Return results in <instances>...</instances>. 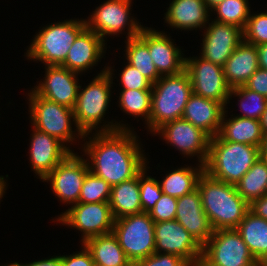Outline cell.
Segmentation results:
<instances>
[{"instance_id":"f1b7e54d","label":"cell","mask_w":267,"mask_h":266,"mask_svg":"<svg viewBox=\"0 0 267 266\" xmlns=\"http://www.w3.org/2000/svg\"><path fill=\"white\" fill-rule=\"evenodd\" d=\"M186 166L173 169L163 177L162 181H159L164 194L180 198L197 188L198 178L204 171V165L198 163L197 167Z\"/></svg>"},{"instance_id":"4fadbf2b","label":"cell","mask_w":267,"mask_h":266,"mask_svg":"<svg viewBox=\"0 0 267 266\" xmlns=\"http://www.w3.org/2000/svg\"><path fill=\"white\" fill-rule=\"evenodd\" d=\"M89 166L83 155L68 154L42 181L50 182L53 194L63 204L78 203Z\"/></svg>"},{"instance_id":"8d00e7d4","label":"cell","mask_w":267,"mask_h":266,"mask_svg":"<svg viewBox=\"0 0 267 266\" xmlns=\"http://www.w3.org/2000/svg\"><path fill=\"white\" fill-rule=\"evenodd\" d=\"M243 40L255 46L267 43V11L250 14L243 29Z\"/></svg>"},{"instance_id":"d4e9b609","label":"cell","mask_w":267,"mask_h":266,"mask_svg":"<svg viewBox=\"0 0 267 266\" xmlns=\"http://www.w3.org/2000/svg\"><path fill=\"white\" fill-rule=\"evenodd\" d=\"M226 114H228V111L225 109L217 135L222 140L253 145L259 148L264 135L260 120L236 115L228 119Z\"/></svg>"},{"instance_id":"f546056e","label":"cell","mask_w":267,"mask_h":266,"mask_svg":"<svg viewBox=\"0 0 267 266\" xmlns=\"http://www.w3.org/2000/svg\"><path fill=\"white\" fill-rule=\"evenodd\" d=\"M235 187L248 204L267 194V162L259 158Z\"/></svg>"},{"instance_id":"484cf974","label":"cell","mask_w":267,"mask_h":266,"mask_svg":"<svg viewBox=\"0 0 267 266\" xmlns=\"http://www.w3.org/2000/svg\"><path fill=\"white\" fill-rule=\"evenodd\" d=\"M260 266H267V220L250 210L235 228Z\"/></svg>"},{"instance_id":"ba28073f","label":"cell","mask_w":267,"mask_h":266,"mask_svg":"<svg viewBox=\"0 0 267 266\" xmlns=\"http://www.w3.org/2000/svg\"><path fill=\"white\" fill-rule=\"evenodd\" d=\"M154 226L146 212L115 219L112 232L132 264L155 253Z\"/></svg>"},{"instance_id":"ee69618b","label":"cell","mask_w":267,"mask_h":266,"mask_svg":"<svg viewBox=\"0 0 267 266\" xmlns=\"http://www.w3.org/2000/svg\"><path fill=\"white\" fill-rule=\"evenodd\" d=\"M23 266H62L61 255L25 263Z\"/></svg>"},{"instance_id":"2e32d148","label":"cell","mask_w":267,"mask_h":266,"mask_svg":"<svg viewBox=\"0 0 267 266\" xmlns=\"http://www.w3.org/2000/svg\"><path fill=\"white\" fill-rule=\"evenodd\" d=\"M78 75L60 65H45L44 80L32 89L39 96L74 109L80 86Z\"/></svg>"},{"instance_id":"52a82bcc","label":"cell","mask_w":267,"mask_h":266,"mask_svg":"<svg viewBox=\"0 0 267 266\" xmlns=\"http://www.w3.org/2000/svg\"><path fill=\"white\" fill-rule=\"evenodd\" d=\"M27 95L32 126L57 138L72 152L67 143L84 139V134L76 126L74 110L39 96L33 89ZM72 124L76 129L73 130Z\"/></svg>"},{"instance_id":"d6986e66","label":"cell","mask_w":267,"mask_h":266,"mask_svg":"<svg viewBox=\"0 0 267 266\" xmlns=\"http://www.w3.org/2000/svg\"><path fill=\"white\" fill-rule=\"evenodd\" d=\"M29 161L34 173L43 180L71 151L57 138L32 128Z\"/></svg>"},{"instance_id":"4316f807","label":"cell","mask_w":267,"mask_h":266,"mask_svg":"<svg viewBox=\"0 0 267 266\" xmlns=\"http://www.w3.org/2000/svg\"><path fill=\"white\" fill-rule=\"evenodd\" d=\"M83 244L91 252L94 265L133 266L113 232L91 237Z\"/></svg>"},{"instance_id":"d590c367","label":"cell","mask_w":267,"mask_h":266,"mask_svg":"<svg viewBox=\"0 0 267 266\" xmlns=\"http://www.w3.org/2000/svg\"><path fill=\"white\" fill-rule=\"evenodd\" d=\"M147 168L149 169L148 163L139 173L140 201L143 212L146 213L155 207L156 202L161 198L163 193L159 181L146 174V171H148Z\"/></svg>"},{"instance_id":"7c38bea8","label":"cell","mask_w":267,"mask_h":266,"mask_svg":"<svg viewBox=\"0 0 267 266\" xmlns=\"http://www.w3.org/2000/svg\"><path fill=\"white\" fill-rule=\"evenodd\" d=\"M185 70L187 71L193 94L215 100L227 110L230 104L231 87L228 85L223 67L214 64L201 56L185 57Z\"/></svg>"},{"instance_id":"1f68e13d","label":"cell","mask_w":267,"mask_h":266,"mask_svg":"<svg viewBox=\"0 0 267 266\" xmlns=\"http://www.w3.org/2000/svg\"><path fill=\"white\" fill-rule=\"evenodd\" d=\"M119 104L120 109L135 118H144L149 130V117L151 112L152 89H120Z\"/></svg>"},{"instance_id":"e575fe53","label":"cell","mask_w":267,"mask_h":266,"mask_svg":"<svg viewBox=\"0 0 267 266\" xmlns=\"http://www.w3.org/2000/svg\"><path fill=\"white\" fill-rule=\"evenodd\" d=\"M111 187L104 179L88 171L78 203L109 202Z\"/></svg>"},{"instance_id":"f6af8a7d","label":"cell","mask_w":267,"mask_h":266,"mask_svg":"<svg viewBox=\"0 0 267 266\" xmlns=\"http://www.w3.org/2000/svg\"><path fill=\"white\" fill-rule=\"evenodd\" d=\"M256 47L258 51L259 68L267 70V43Z\"/></svg>"},{"instance_id":"d6a6232c","label":"cell","mask_w":267,"mask_h":266,"mask_svg":"<svg viewBox=\"0 0 267 266\" xmlns=\"http://www.w3.org/2000/svg\"><path fill=\"white\" fill-rule=\"evenodd\" d=\"M250 8L248 0H224L212 9L217 17L211 20L244 29L251 14Z\"/></svg>"},{"instance_id":"603a6c76","label":"cell","mask_w":267,"mask_h":266,"mask_svg":"<svg viewBox=\"0 0 267 266\" xmlns=\"http://www.w3.org/2000/svg\"><path fill=\"white\" fill-rule=\"evenodd\" d=\"M225 109L215 100L192 94L184 108L182 118L202 129L212 138L219 133Z\"/></svg>"},{"instance_id":"8992f818","label":"cell","mask_w":267,"mask_h":266,"mask_svg":"<svg viewBox=\"0 0 267 266\" xmlns=\"http://www.w3.org/2000/svg\"><path fill=\"white\" fill-rule=\"evenodd\" d=\"M86 27L85 19L51 23L34 35L26 58L45 65H62L78 34Z\"/></svg>"},{"instance_id":"4dcf8cb0","label":"cell","mask_w":267,"mask_h":266,"mask_svg":"<svg viewBox=\"0 0 267 266\" xmlns=\"http://www.w3.org/2000/svg\"><path fill=\"white\" fill-rule=\"evenodd\" d=\"M125 42L124 56L127 63L138 69L152 84L157 82L161 75L152 61L148 46L138 36Z\"/></svg>"},{"instance_id":"5bb4252c","label":"cell","mask_w":267,"mask_h":266,"mask_svg":"<svg viewBox=\"0 0 267 266\" xmlns=\"http://www.w3.org/2000/svg\"><path fill=\"white\" fill-rule=\"evenodd\" d=\"M158 134L167 144L179 150L183 157L198 158L199 164L204 165L208 158L211 137L202 129L195 127L183 118L163 124L154 133Z\"/></svg>"},{"instance_id":"ab89813d","label":"cell","mask_w":267,"mask_h":266,"mask_svg":"<svg viewBox=\"0 0 267 266\" xmlns=\"http://www.w3.org/2000/svg\"><path fill=\"white\" fill-rule=\"evenodd\" d=\"M133 266H190L182 257L174 254L157 253L135 261Z\"/></svg>"},{"instance_id":"f35d334b","label":"cell","mask_w":267,"mask_h":266,"mask_svg":"<svg viewBox=\"0 0 267 266\" xmlns=\"http://www.w3.org/2000/svg\"><path fill=\"white\" fill-rule=\"evenodd\" d=\"M122 89H152V83L135 67L126 62L120 74Z\"/></svg>"},{"instance_id":"74e56055","label":"cell","mask_w":267,"mask_h":266,"mask_svg":"<svg viewBox=\"0 0 267 266\" xmlns=\"http://www.w3.org/2000/svg\"><path fill=\"white\" fill-rule=\"evenodd\" d=\"M177 210V198L162 193L155 207L148 214L154 222L174 220Z\"/></svg>"},{"instance_id":"9c48e42d","label":"cell","mask_w":267,"mask_h":266,"mask_svg":"<svg viewBox=\"0 0 267 266\" xmlns=\"http://www.w3.org/2000/svg\"><path fill=\"white\" fill-rule=\"evenodd\" d=\"M200 266H260L236 229L215 230L202 246Z\"/></svg>"},{"instance_id":"cb8c5ba5","label":"cell","mask_w":267,"mask_h":266,"mask_svg":"<svg viewBox=\"0 0 267 266\" xmlns=\"http://www.w3.org/2000/svg\"><path fill=\"white\" fill-rule=\"evenodd\" d=\"M258 68L257 47L244 40L223 66L225 79L231 88L244 85Z\"/></svg>"},{"instance_id":"44dd1931","label":"cell","mask_w":267,"mask_h":266,"mask_svg":"<svg viewBox=\"0 0 267 266\" xmlns=\"http://www.w3.org/2000/svg\"><path fill=\"white\" fill-rule=\"evenodd\" d=\"M105 41L95 32L85 27L76 37L69 49L65 62L61 65L80 75L93 69L106 53Z\"/></svg>"},{"instance_id":"f907efd6","label":"cell","mask_w":267,"mask_h":266,"mask_svg":"<svg viewBox=\"0 0 267 266\" xmlns=\"http://www.w3.org/2000/svg\"><path fill=\"white\" fill-rule=\"evenodd\" d=\"M2 266H23V263L19 264L18 262H14V263H10V264H6V265H2Z\"/></svg>"},{"instance_id":"7dc6e473","label":"cell","mask_w":267,"mask_h":266,"mask_svg":"<svg viewBox=\"0 0 267 266\" xmlns=\"http://www.w3.org/2000/svg\"><path fill=\"white\" fill-rule=\"evenodd\" d=\"M260 124L262 126L263 133H267V107L264 113L262 114Z\"/></svg>"},{"instance_id":"bcb514c9","label":"cell","mask_w":267,"mask_h":266,"mask_svg":"<svg viewBox=\"0 0 267 266\" xmlns=\"http://www.w3.org/2000/svg\"><path fill=\"white\" fill-rule=\"evenodd\" d=\"M260 159L267 162V133H264L259 147Z\"/></svg>"},{"instance_id":"3957f363","label":"cell","mask_w":267,"mask_h":266,"mask_svg":"<svg viewBox=\"0 0 267 266\" xmlns=\"http://www.w3.org/2000/svg\"><path fill=\"white\" fill-rule=\"evenodd\" d=\"M197 189L214 231L235 229L249 211V204L235 185L214 179L204 171L198 178Z\"/></svg>"},{"instance_id":"6da1fadb","label":"cell","mask_w":267,"mask_h":266,"mask_svg":"<svg viewBox=\"0 0 267 266\" xmlns=\"http://www.w3.org/2000/svg\"><path fill=\"white\" fill-rule=\"evenodd\" d=\"M93 134H84L85 139L92 137L83 144V155L89 171L110 186L136 177L147 166L148 159L133 129Z\"/></svg>"},{"instance_id":"ffe728a7","label":"cell","mask_w":267,"mask_h":266,"mask_svg":"<svg viewBox=\"0 0 267 266\" xmlns=\"http://www.w3.org/2000/svg\"><path fill=\"white\" fill-rule=\"evenodd\" d=\"M175 220L178 221L203 246L214 230L202 206L199 190L177 198Z\"/></svg>"},{"instance_id":"277c9868","label":"cell","mask_w":267,"mask_h":266,"mask_svg":"<svg viewBox=\"0 0 267 266\" xmlns=\"http://www.w3.org/2000/svg\"><path fill=\"white\" fill-rule=\"evenodd\" d=\"M259 158L258 147L222 140L216 135L210 139L204 172L214 179L235 185Z\"/></svg>"},{"instance_id":"9a60e30c","label":"cell","mask_w":267,"mask_h":266,"mask_svg":"<svg viewBox=\"0 0 267 266\" xmlns=\"http://www.w3.org/2000/svg\"><path fill=\"white\" fill-rule=\"evenodd\" d=\"M154 236L155 252L174 254L182 257L190 266H200L202 246L175 219L155 222Z\"/></svg>"},{"instance_id":"83f0119b","label":"cell","mask_w":267,"mask_h":266,"mask_svg":"<svg viewBox=\"0 0 267 266\" xmlns=\"http://www.w3.org/2000/svg\"><path fill=\"white\" fill-rule=\"evenodd\" d=\"M109 205L114 219L143 212L140 201L139 174L111 187Z\"/></svg>"},{"instance_id":"ac0fdd59","label":"cell","mask_w":267,"mask_h":266,"mask_svg":"<svg viewBox=\"0 0 267 266\" xmlns=\"http://www.w3.org/2000/svg\"><path fill=\"white\" fill-rule=\"evenodd\" d=\"M153 28L143 27L138 37L148 46L150 56L161 76L185 70V57L171 36ZM182 53V54H181Z\"/></svg>"},{"instance_id":"b9f144b4","label":"cell","mask_w":267,"mask_h":266,"mask_svg":"<svg viewBox=\"0 0 267 266\" xmlns=\"http://www.w3.org/2000/svg\"><path fill=\"white\" fill-rule=\"evenodd\" d=\"M254 92L264 95L267 98V70L258 68L244 84Z\"/></svg>"},{"instance_id":"681fc988","label":"cell","mask_w":267,"mask_h":266,"mask_svg":"<svg viewBox=\"0 0 267 266\" xmlns=\"http://www.w3.org/2000/svg\"><path fill=\"white\" fill-rule=\"evenodd\" d=\"M222 1L224 0H204V2L207 4L208 9L210 11H212V9L217 6L218 4H220Z\"/></svg>"},{"instance_id":"e0dca14e","label":"cell","mask_w":267,"mask_h":266,"mask_svg":"<svg viewBox=\"0 0 267 266\" xmlns=\"http://www.w3.org/2000/svg\"><path fill=\"white\" fill-rule=\"evenodd\" d=\"M207 25L204 28L200 56L223 67L243 41V29L214 20Z\"/></svg>"},{"instance_id":"5b68a950","label":"cell","mask_w":267,"mask_h":266,"mask_svg":"<svg viewBox=\"0 0 267 266\" xmlns=\"http://www.w3.org/2000/svg\"><path fill=\"white\" fill-rule=\"evenodd\" d=\"M193 94L186 70L161 76L152 84L149 131L153 134L163 124L182 118L184 108Z\"/></svg>"},{"instance_id":"7bdbcfd3","label":"cell","mask_w":267,"mask_h":266,"mask_svg":"<svg viewBox=\"0 0 267 266\" xmlns=\"http://www.w3.org/2000/svg\"><path fill=\"white\" fill-rule=\"evenodd\" d=\"M249 210L258 217L267 220V194L249 204Z\"/></svg>"},{"instance_id":"7402d4cb","label":"cell","mask_w":267,"mask_h":266,"mask_svg":"<svg viewBox=\"0 0 267 266\" xmlns=\"http://www.w3.org/2000/svg\"><path fill=\"white\" fill-rule=\"evenodd\" d=\"M210 14L204 0H172L163 19L172 29L191 31L205 28Z\"/></svg>"},{"instance_id":"7a4b0ae2","label":"cell","mask_w":267,"mask_h":266,"mask_svg":"<svg viewBox=\"0 0 267 266\" xmlns=\"http://www.w3.org/2000/svg\"><path fill=\"white\" fill-rule=\"evenodd\" d=\"M112 72H114L113 67L104 66V69L86 87L82 89L81 84L79 86L77 101L73 110L76 126L83 134H92L93 130L95 132H112L119 129H131L124 123L116 121L114 123L113 120L106 122L103 119L111 102L112 76L114 75ZM101 123L104 124L100 125Z\"/></svg>"},{"instance_id":"836d02e7","label":"cell","mask_w":267,"mask_h":266,"mask_svg":"<svg viewBox=\"0 0 267 266\" xmlns=\"http://www.w3.org/2000/svg\"><path fill=\"white\" fill-rule=\"evenodd\" d=\"M238 97V103L240 106V111L243 113L237 115L238 117L250 118L255 120H260L262 114L267 107V98L257 92H254L244 85L231 88L229 99L231 97Z\"/></svg>"},{"instance_id":"60d3db41","label":"cell","mask_w":267,"mask_h":266,"mask_svg":"<svg viewBox=\"0 0 267 266\" xmlns=\"http://www.w3.org/2000/svg\"><path fill=\"white\" fill-rule=\"evenodd\" d=\"M82 250L70 255H62V266H94L91 252L82 243Z\"/></svg>"},{"instance_id":"8fae6325","label":"cell","mask_w":267,"mask_h":266,"mask_svg":"<svg viewBox=\"0 0 267 266\" xmlns=\"http://www.w3.org/2000/svg\"><path fill=\"white\" fill-rule=\"evenodd\" d=\"M62 225L82 233L81 244L87 239L112 232L114 217L109 202L76 203L55 219Z\"/></svg>"},{"instance_id":"30bf717a","label":"cell","mask_w":267,"mask_h":266,"mask_svg":"<svg viewBox=\"0 0 267 266\" xmlns=\"http://www.w3.org/2000/svg\"><path fill=\"white\" fill-rule=\"evenodd\" d=\"M131 5L132 0H107L92 12L90 18L87 17L86 27L104 41L106 36H117L125 29L128 31L126 39L137 37L144 26L130 16Z\"/></svg>"},{"instance_id":"c3c4849f","label":"cell","mask_w":267,"mask_h":266,"mask_svg":"<svg viewBox=\"0 0 267 266\" xmlns=\"http://www.w3.org/2000/svg\"><path fill=\"white\" fill-rule=\"evenodd\" d=\"M6 184L5 177L0 176V201H2L1 199L3 198V195L7 189Z\"/></svg>"}]
</instances>
